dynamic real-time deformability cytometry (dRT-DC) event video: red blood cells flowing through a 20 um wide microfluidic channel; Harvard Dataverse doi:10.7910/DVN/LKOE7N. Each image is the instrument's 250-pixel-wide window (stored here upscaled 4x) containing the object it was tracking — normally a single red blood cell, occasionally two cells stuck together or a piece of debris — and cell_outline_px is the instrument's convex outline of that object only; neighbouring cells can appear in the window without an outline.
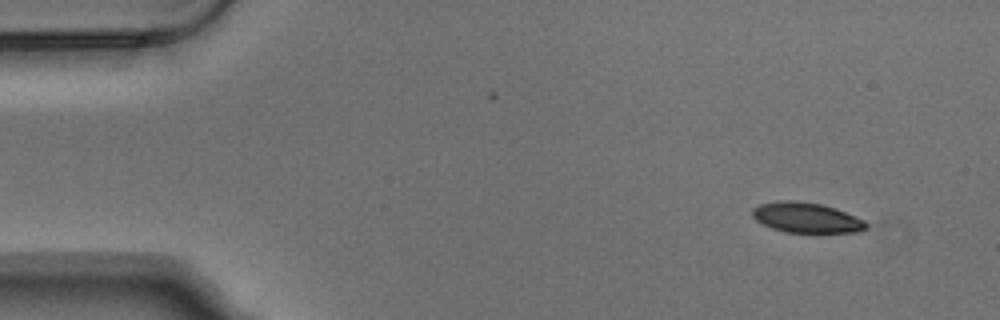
{"species": "Egyptian fruit bat (a non-hibernating species)", "species_latin": "Rousettus aegyptiacus", "temperature_condition": "warm", "stored_images_in_passage": 4, "camera_frame_rate_fps": 3000, "um_per_image_px": 0.085, "animal": {"sex": "male"}, "frame": {"image": 1, "passage_image": 1, "time_ms": 0.0, "image_size_px": [1000, 320], "cell_outline_px": [[868, 228], [860, 232], [816, 236], [812, 236], [784, 232], [772, 228], [756, 220], [752, 216], [752, 208], [760, 204], [780, 200], [796, 200], [820, 204], [836, 208], [864, 220], [868, 224]], "centroid_in_image_um": [68.61, 18.57], "position_along_channel_um": 16.4, "area_um2": 21.21}}
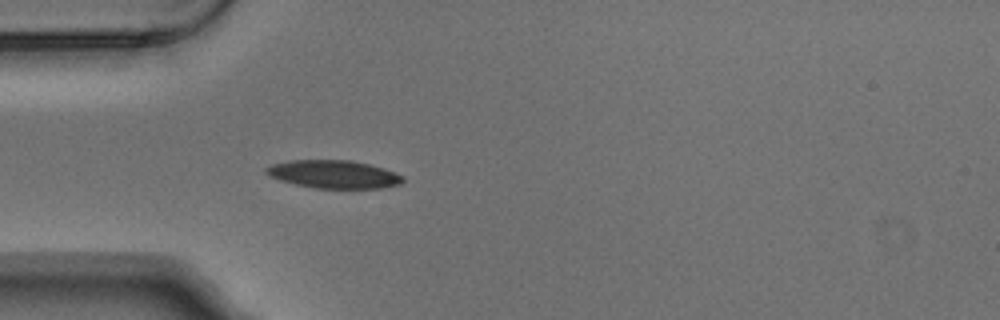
{"frame": {"image": 2, "passage_image": 4, "time_ms": 1.0, "image_size_px": [1000, 320], "cell_outline_px": [[404, 180], [400, 184], [380, 188], [316, 188], [296, 184], [280, 180], [268, 176], [264, 172], [264, 168], [272, 164], [288, 160], [352, 160], [384, 168], [396, 172], [404, 176]], "centroid_in_image_um": [28.35, 14.8], "position_along_channel_um": 56.6, "area_um2": 22.43}}